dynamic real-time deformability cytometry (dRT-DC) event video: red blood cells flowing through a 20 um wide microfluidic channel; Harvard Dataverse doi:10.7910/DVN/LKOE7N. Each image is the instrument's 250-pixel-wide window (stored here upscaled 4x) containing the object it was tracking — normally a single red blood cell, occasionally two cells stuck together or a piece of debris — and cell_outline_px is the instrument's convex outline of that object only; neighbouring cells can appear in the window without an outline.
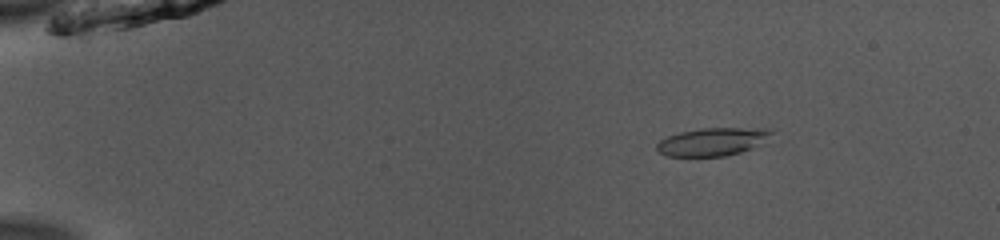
{"species": "common noctule bat (a hibernating species)", "species_latin": "Nyctalus noctula", "temperature_condition": "room temperature", "stored_images_in_passage": 52, "camera_frame_rate_fps": 3000, "um_per_image_px": 0.085, "animal": {"sex": "male", "body_mass_g": 13.0, "forearm_length_mm": 53.1}, "frame": {"image": 1, "passage_image": 9, "time_ms": 2.667, "image_size_px": [1000, 240], "cell_outline_px": [[776, 128], [772, 132], [752, 148], [740, 152], [724, 156], [668, 156], [660, 152], [656, 148], [656, 144], [660, 140], [668, 136], [680, 132], [700, 128]], "centroid_in_image_um": [60.52, 12.03], "position_along_channel_um": 24.5, "area_um2": 18.38}}
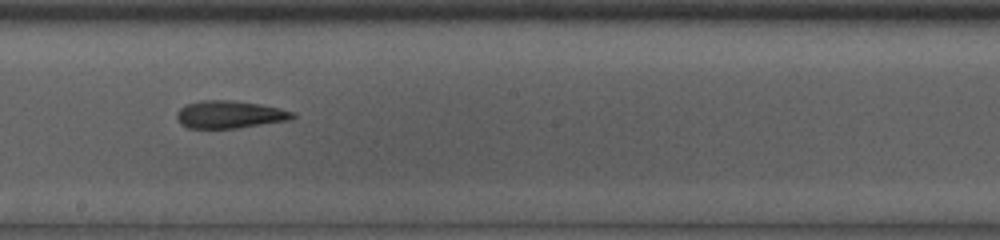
{"frame": {"image": 2, "passage_image": 31, "time_ms": 10.0, "image_size_px": [1000, 240], "cell_outline_px": [[296, 116], [288, 120], [240, 128], [188, 128], [180, 124], [176, 116], [176, 112], [184, 104], [204, 100], [232, 100], [260, 104], [280, 108], [296, 112]], "centroid_in_image_um": [19.51, 9.73], "position_along_channel_um": 228.7, "area_um2": 18.79}}
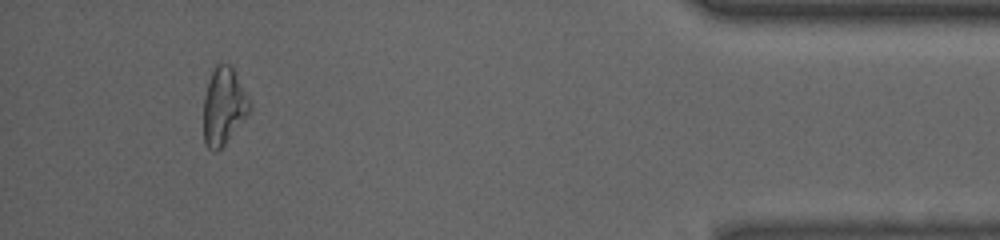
{"frame": {"image": 3, "passage_image": 49, "time_ms": 16.0, "image_size_px": [1000, 240], "cell_outline_px": [[252, 112], [224, 144], [216, 152], [208, 148], [204, 140], [204, 96], [212, 68], [216, 64], [232, 64], [252, 104]], "centroid_in_image_um": [19.05, 9.0], "position_along_channel_um": 416.2, "area_um2": 21.1}, "authors_computed_cell_mechanics": {"area_um2": 19.3341, "velocity_mm_per_s": 3.9597, "shape_relaxation_time_tau1_ms": 9.041, "shape_relaxation_time_tau2_ms": 3.9979, "deformation_change_tau1": 0.2227, "deformation_change_tau2": 0.1435}}